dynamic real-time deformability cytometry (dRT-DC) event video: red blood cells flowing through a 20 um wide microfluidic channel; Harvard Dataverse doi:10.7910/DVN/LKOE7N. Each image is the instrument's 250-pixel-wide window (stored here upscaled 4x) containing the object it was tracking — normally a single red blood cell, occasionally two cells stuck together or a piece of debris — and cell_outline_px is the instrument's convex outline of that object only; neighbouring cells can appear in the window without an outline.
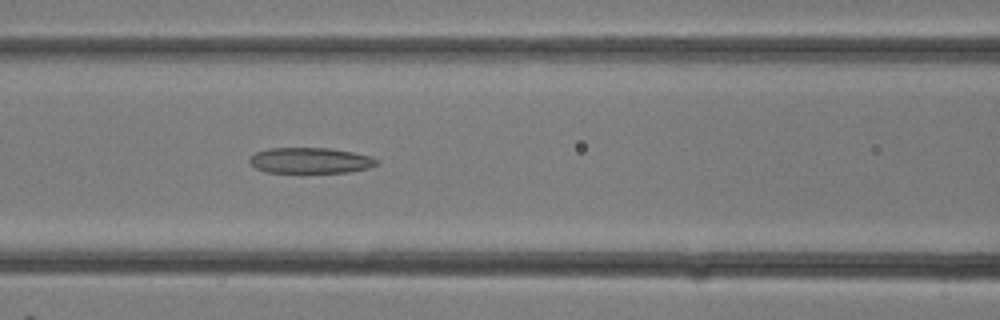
{"species": "common noctule bat (a hibernating species)", "species_latin": "Nyctalus noctula", "temperature_condition": "room temperature", "stored_images_in_passage": 11, "camera_frame_rate_fps": 3000, "um_per_image_px": 0.085, "animal": {"sex": "female"}, "frame": {"image": 1, "passage_image": 11, "time_ms": 3.333, "image_size_px": [1000, 320], "cell_outline_px": [[380, 160], [376, 164], [368, 168], [348, 172], [300, 176], [268, 172], [256, 168], [248, 160], [256, 152], [268, 148], [332, 148], [372, 156]], "centroid_in_image_um": [26.38, 13.69], "position_along_channel_um": 140.2, "area_um2": 20.11}}